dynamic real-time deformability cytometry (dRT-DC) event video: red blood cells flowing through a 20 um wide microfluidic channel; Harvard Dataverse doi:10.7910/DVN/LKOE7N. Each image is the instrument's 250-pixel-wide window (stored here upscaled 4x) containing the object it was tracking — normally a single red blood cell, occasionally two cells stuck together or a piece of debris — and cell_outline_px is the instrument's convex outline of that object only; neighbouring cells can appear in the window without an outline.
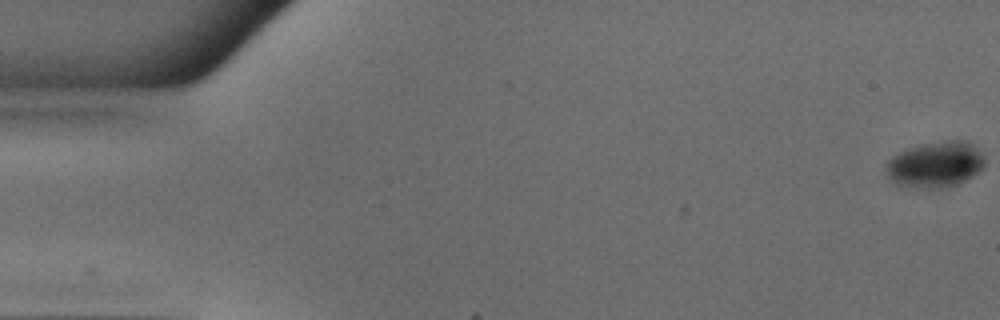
{"species": "common noctule bat (a hibernating species)", "species_latin": "Nyctalus noctula", "temperature_condition": "warm", "stored_images_in_passage": 52, "camera_frame_rate_fps": 3000, "um_per_image_px": 0.085, "animal": {"sex": "male", "body_mass_g": 18.8}, "frame": {"image": 1, "passage_image": 1, "time_ms": 0.0, "image_size_px": [1000, 320], "cell_outline_px": [[984, 164], [972, 176], [956, 184], [940, 188], [916, 188], [896, 184], [888, 176], [884, 168], [888, 160], [892, 156], [908, 148], [920, 144], [948, 140], [968, 140], [984, 156]], "centroid_in_image_um": [79.47, 13.97], "position_along_channel_um": 5.5, "area_um2": 26.3}}
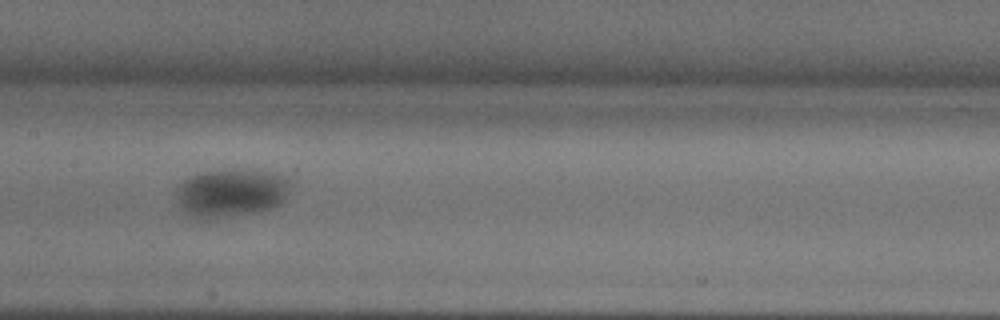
{"frame": {"image": 2, "passage_image": 26, "time_ms": 8.333, "image_size_px": [1000, 320], "cell_outline_px": [[288, 184], [284, 200], [280, 204], [272, 208], [256, 212], [216, 216], [192, 216], [180, 204], [176, 192], [180, 184], [188, 176], [200, 172], [224, 168], [256, 168], [276, 172], [288, 180]], "centroid_in_image_um": [19.69, 16.29], "position_along_channel_um": 187.7, "area_um2": 31.73}}
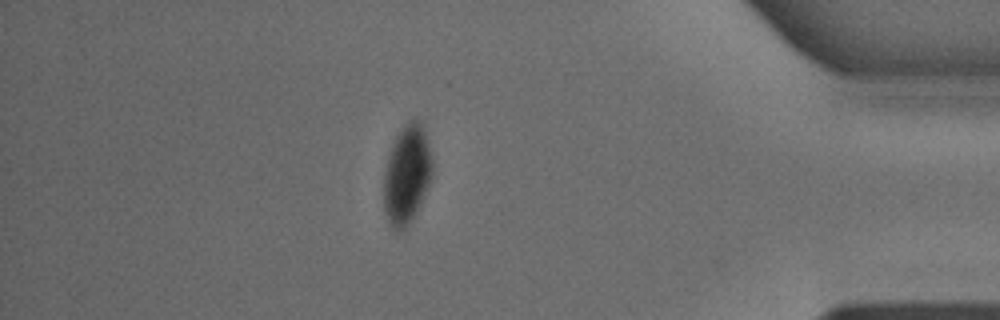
{"frame": {"image": 3, "passage_image": 45, "time_ms": 14.667, "image_size_px": [1000, 320], "cell_outline_px": [[432, 180], [416, 212], [404, 228], [400, 232], [396, 232], [388, 224], [384, 212], [384, 168], [392, 144], [396, 136], [404, 124], [412, 116], [420, 120], [424, 124], [428, 140], [432, 160]], "centroid_in_image_um": [34.59, 14.79], "position_along_channel_um": 400.6, "area_um2": 28.55}}